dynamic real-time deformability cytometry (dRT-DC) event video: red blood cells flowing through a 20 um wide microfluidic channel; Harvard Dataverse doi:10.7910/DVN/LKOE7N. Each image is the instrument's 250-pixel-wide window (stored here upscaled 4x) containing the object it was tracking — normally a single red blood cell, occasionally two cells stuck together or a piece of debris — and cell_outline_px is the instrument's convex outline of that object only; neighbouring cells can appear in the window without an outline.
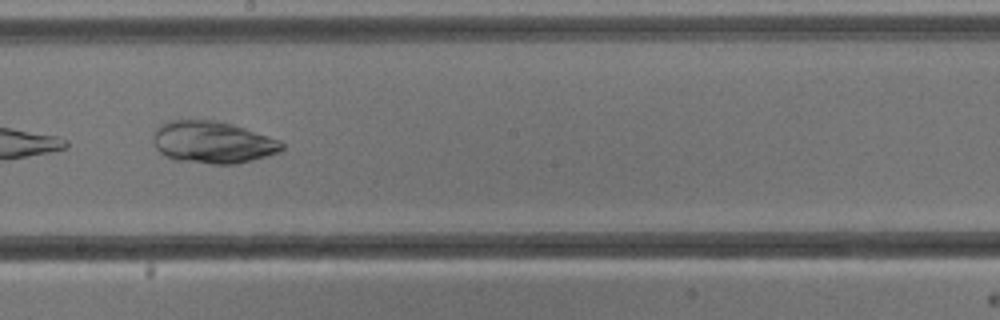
{"species": "common noctule bat (a hibernating species)", "species_latin": "Nyctalus noctula", "temperature_condition": "cold", "stored_images_in_passage": 10, "camera_frame_rate_fps": 3000, "um_per_image_px": 0.085, "animal": {"sex": "male", "body_mass_g": 13.3}, "frame": {"image": 1, "passage_image": 9, "time_ms": 9.333, "image_size_px": [1000, 320], "cell_outline_px": [[284, 148], [276, 152], [252, 160], [236, 164], [212, 164], [172, 160], [164, 156], [156, 148], [156, 124], [168, 120], [212, 120], [244, 128], [280, 140], [284, 144]], "centroid_in_image_um": [18.04, 12.1], "position_along_channel_um": 230.2, "area_um2": 31.27}}
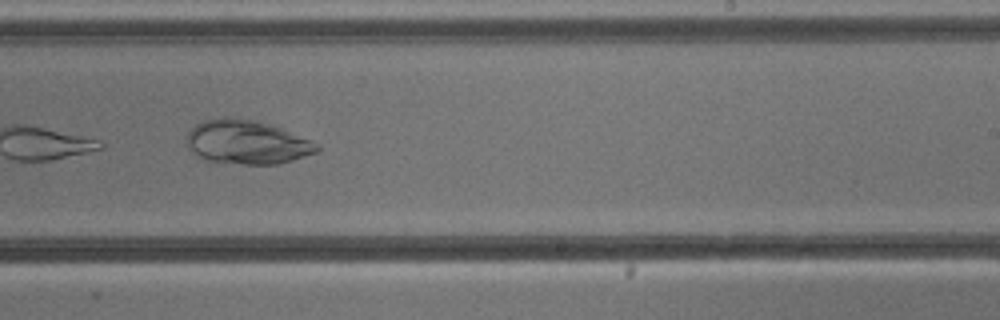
{"frame": {"image": 2, "passage_image": 10, "time_ms": 10.333, "image_size_px": [1000, 320], "cell_outline_px": [[320, 148], [316, 152], [292, 160], [276, 164], [244, 164], [204, 160], [192, 152], [188, 144], [188, 132], [196, 124], [204, 120], [224, 116], [248, 120], [264, 124], [312, 140], [320, 144]], "centroid_in_image_um": [20.96, 12.1], "position_along_channel_um": 268.0, "area_um2": 32.6}}